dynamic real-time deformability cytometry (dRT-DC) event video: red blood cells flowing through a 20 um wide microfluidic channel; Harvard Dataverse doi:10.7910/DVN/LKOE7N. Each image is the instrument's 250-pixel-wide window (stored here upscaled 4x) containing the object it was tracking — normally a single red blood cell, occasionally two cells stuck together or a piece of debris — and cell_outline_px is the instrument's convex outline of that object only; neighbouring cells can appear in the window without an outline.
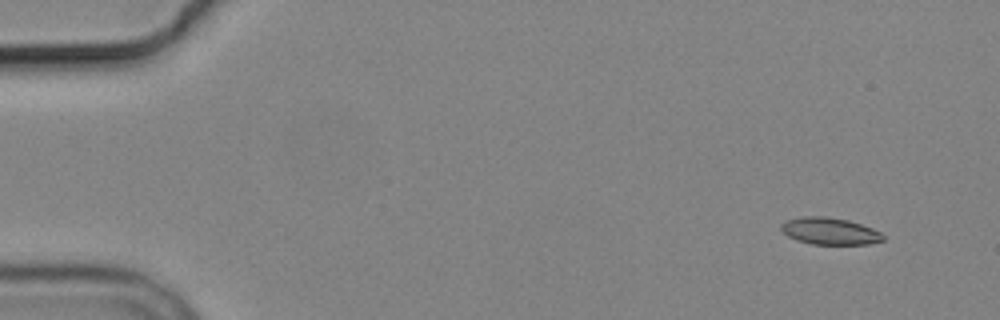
{"species": "common noctule bat (a hibernating species)", "species_latin": "Nyctalus noctula", "temperature_condition": "cold", "stored_images_in_passage": 5, "camera_frame_rate_fps": 3000, "um_per_image_px": 0.085, "animal": {"sex": "male", "body_mass_g": 19.2, "forearm_length_mm": 51.8}, "frame": {"image": 1, "passage_image": 1, "time_ms": 0.0, "image_size_px": [1000, 320], "cell_outline_px": [[884, 240], [868, 244], [812, 244], [796, 240], [788, 236], [780, 228], [780, 224], [788, 220], [800, 216], [824, 216], [848, 220], [872, 228], [880, 232], [884, 236]], "centroid_in_image_um": [70.51, 19.64], "position_along_channel_um": 14.5, "area_um2": 15.95}}
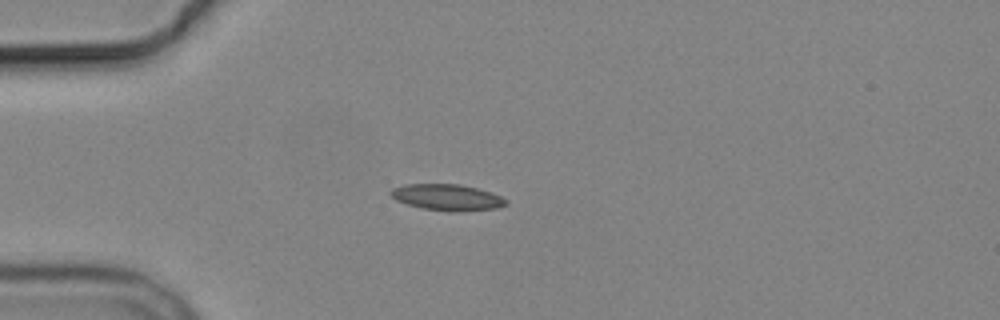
{"frame": {"image": 2, "passage_image": 4, "time_ms": 3.667, "image_size_px": [1000, 320], "cell_outline_px": [[508, 204], [496, 208], [448, 212], [420, 208], [396, 200], [388, 192], [392, 188], [404, 184], [460, 184], [492, 192], [508, 200]], "centroid_in_image_um": [37.99, 16.77], "position_along_channel_um": 47.0, "area_um2": 17.69}}